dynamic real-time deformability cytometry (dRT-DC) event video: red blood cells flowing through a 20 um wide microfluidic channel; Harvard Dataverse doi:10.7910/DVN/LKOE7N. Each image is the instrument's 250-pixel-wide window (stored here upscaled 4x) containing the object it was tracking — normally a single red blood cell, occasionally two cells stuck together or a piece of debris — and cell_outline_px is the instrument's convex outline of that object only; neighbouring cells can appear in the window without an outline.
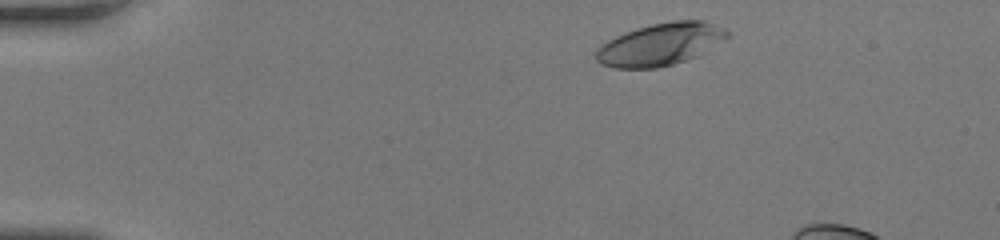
{"species": "human", "species_latin": "Homo sapiens", "temperature_condition": "room temperature", "stored_images_in_passage": 38, "camera_frame_rate_fps": 3000, "um_per_image_px": 0.085, "donor": {"sex": "female"}, "frame": {"image": 1, "passage_image": 1, "time_ms": 0.0, "image_size_px": [1000, 240], "cell_outline_px": [[728, 36], [696, 56], [672, 64], [656, 68], [616, 68], [600, 64], [596, 60], [596, 48], [608, 40], [616, 36], [636, 28], [652, 24], [672, 20], [704, 20], [724, 28], [728, 32]], "centroid_in_image_um": [56.08, 3.76], "position_along_channel_um": 28.9, "area_um2": 31.96}}
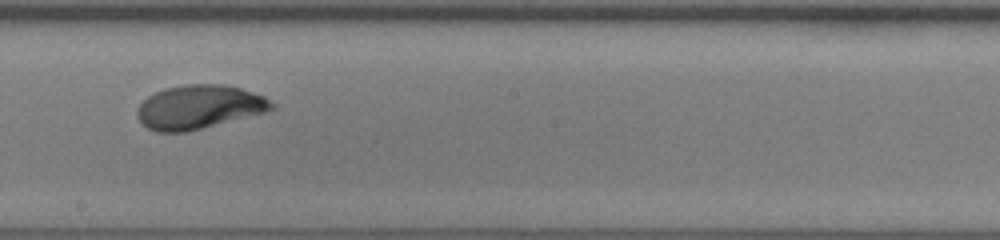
{"frame": {"image": 2, "passage_image": 22, "time_ms": 7.0, "image_size_px": [1000, 240], "cell_outline_px": [[276, 108], [264, 112], [188, 132], [156, 132], [148, 128], [136, 116], [136, 112], [140, 104], [148, 96], [164, 88], [184, 84], [224, 84], [240, 88], [264, 96], [276, 104]], "centroid_in_image_um": [16.92, 9.09], "position_along_channel_um": 231.3, "area_um2": 34.33}}
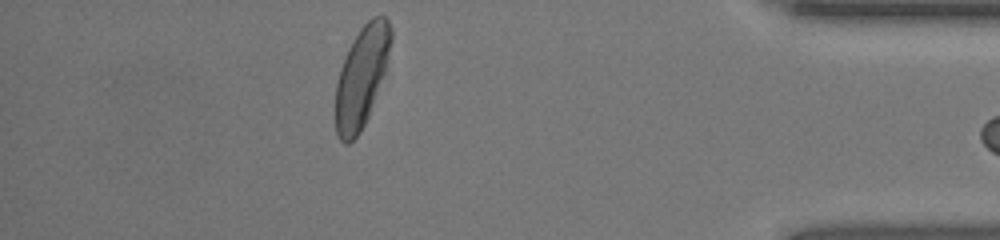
{"frame": {"image": 3, "passage_image": 37, "time_ms": 12.0, "image_size_px": [1000, 240], "cell_outline_px": [[392, 40], [388, 72], [368, 116], [360, 132], [348, 144], [344, 144], [340, 140], [336, 132], [336, 84], [340, 68], [348, 48], [360, 28], [372, 16], [384, 16], [388, 20], [392, 28]], "centroid_in_image_um": [30.79, 6.49], "position_along_channel_um": 404.4, "area_um2": 33.18}}